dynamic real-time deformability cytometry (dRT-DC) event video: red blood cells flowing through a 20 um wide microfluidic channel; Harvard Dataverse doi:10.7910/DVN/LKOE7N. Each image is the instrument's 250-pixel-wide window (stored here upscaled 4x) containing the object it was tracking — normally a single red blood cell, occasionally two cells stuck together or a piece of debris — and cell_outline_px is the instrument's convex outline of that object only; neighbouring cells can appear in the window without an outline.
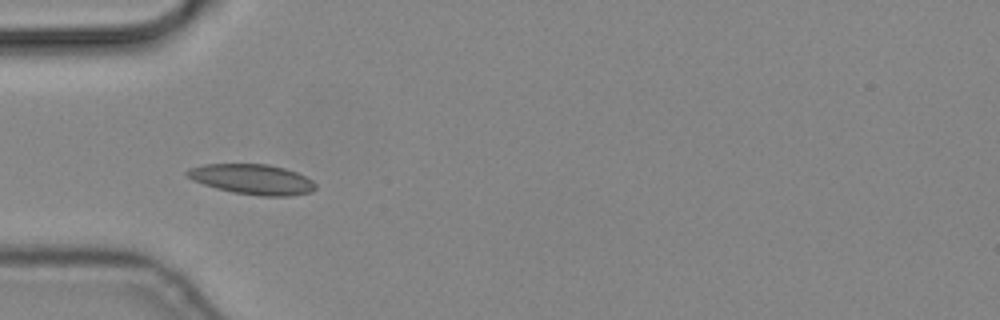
{"species": "common noctule bat (a hibernating species)", "species_latin": "Nyctalus noctula", "temperature_condition": "cold", "stored_images_in_passage": 9, "camera_frame_rate_fps": 3000, "um_per_image_px": 0.085, "animal": {"sex": "male", "body_mass_g": 19.2, "forearm_length_mm": 51.8}, "frame": {"image": 1, "passage_image": 4, "time_ms": 1.0, "image_size_px": [1000, 320], "cell_outline_px": [[316, 188], [312, 192], [288, 196], [260, 196], [232, 192], [216, 188], [192, 180], [184, 172], [188, 168], [204, 164], [268, 164], [284, 168], [296, 172], [312, 180], [316, 184]], "centroid_in_image_um": [21.44, 15.24], "position_along_channel_um": 63.6, "area_um2": 22.6}}
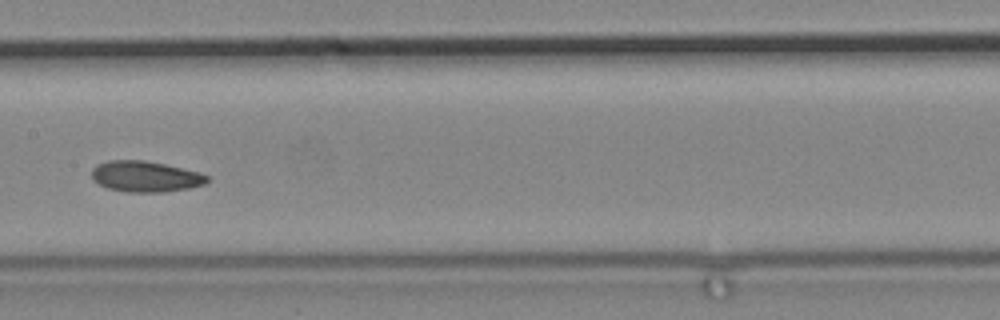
{"frame": {"image": 2, "passage_image": 7, "time_ms": 2.0, "image_size_px": [1000, 320], "cell_outline_px": [[208, 180], [204, 184], [188, 188], [164, 192], [128, 192], [108, 188], [92, 180], [92, 168], [96, 164], [108, 160], [144, 160], [164, 164], [200, 172], [208, 176]], "centroid_in_image_um": [12.33, 14.99], "position_along_channel_um": 195.1, "area_um2": 20.75}}
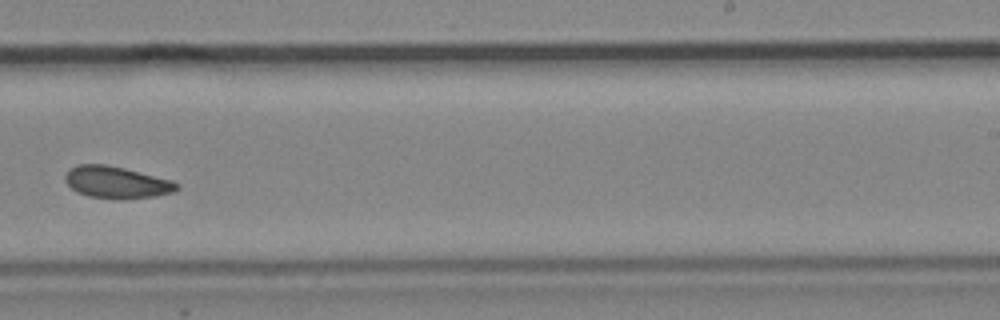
{"frame": {"image": 3, "passage_image": 9, "time_ms": 2.667, "image_size_px": [1000, 320], "cell_outline_px": [[180, 188], [176, 192], [156, 196], [124, 200], [120, 200], [88, 196], [76, 192], [64, 180], [64, 176], [76, 164], [104, 164], [124, 168], [172, 180], [180, 184]], "centroid_in_image_um": [9.95, 15.52], "position_along_channel_um": 279.0, "area_um2": 21.04}}